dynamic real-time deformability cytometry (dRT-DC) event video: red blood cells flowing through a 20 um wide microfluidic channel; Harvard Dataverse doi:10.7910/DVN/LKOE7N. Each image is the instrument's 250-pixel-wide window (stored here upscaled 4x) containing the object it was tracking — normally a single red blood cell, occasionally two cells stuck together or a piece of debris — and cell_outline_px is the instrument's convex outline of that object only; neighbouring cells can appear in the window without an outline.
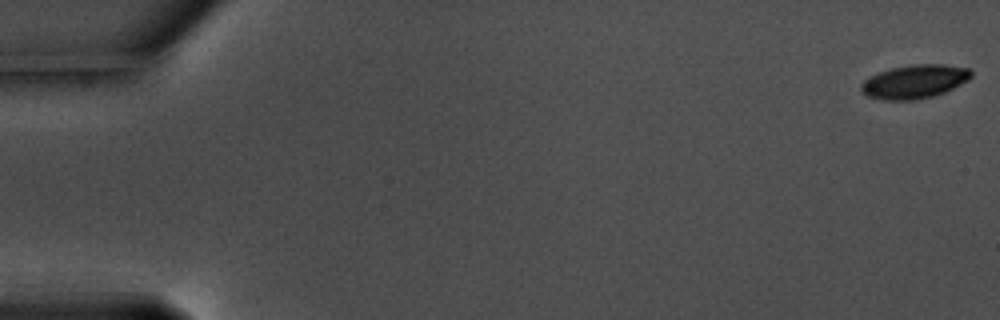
{"species": "common noctule bat (a hibernating species)", "species_latin": "Nyctalus noctula", "temperature_condition": "warm", "stored_images_in_passage": 58, "camera_frame_rate_fps": 3000, "um_per_image_px": 0.085, "animal": {"sex": "male", "body_mass_g": 17.5, "forearm_length_mm": 52.3}, "frame": {"image": 1, "passage_image": 1, "time_ms": 0.0, "image_size_px": [1000, 320], "cell_outline_px": [[972, 76], [968, 80], [944, 92], [932, 96], [916, 100], [880, 100], [868, 96], [860, 88], [860, 84], [864, 80], [880, 72], [892, 68], [912, 64], [944, 64], [968, 68], [972, 72]], "centroid_in_image_um": [77.74, 6.93], "position_along_channel_um": 7.3, "area_um2": 21.44}}
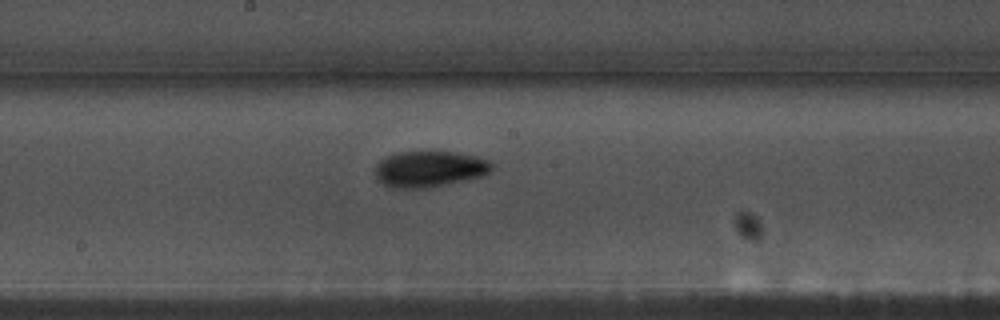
{"frame": {"image": 2, "passage_image": 32, "time_ms": 10.333, "image_size_px": [1000, 320], "cell_outline_px": [[492, 168], [488, 172], [480, 176], [464, 180], [428, 188], [396, 188], [384, 184], [376, 176], [372, 168], [384, 156], [400, 152], [456, 152], [476, 156], [488, 160], [492, 164]], "centroid_in_image_um": [36.45, 14.35], "position_along_channel_um": 211.7, "area_um2": 24.39}}
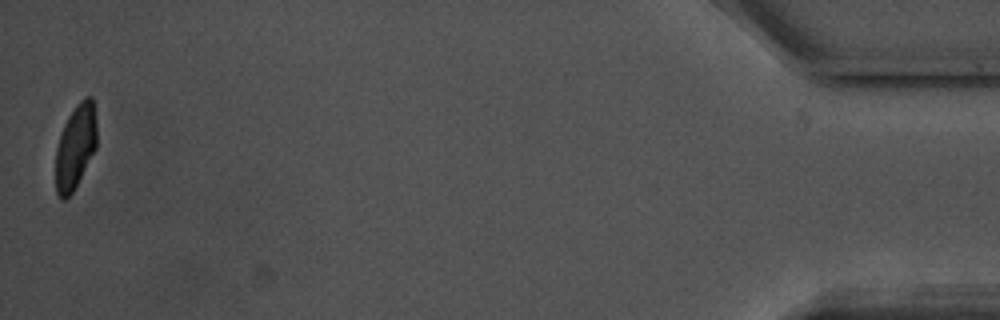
{"frame": {"image": 3, "passage_image": 58, "time_ms": 19.0, "image_size_px": [1000, 320], "cell_outline_px": [[96, 148], [72, 192], [64, 200], [60, 200], [56, 192], [56, 148], [64, 124], [68, 116], [76, 104], [84, 96], [92, 96], [96, 124]], "centroid_in_image_um": [6.41, 12.45], "position_along_channel_um": 428.8, "area_um2": 20.06}, "authors_computed_cell_mechanics": {"area_um2": 22.253, "velocity_mm_per_s": 3.5437, "shape_relaxation_time_tau1_ms": 2.5521, "shape_relaxation_time_tau2_ms": 6.5714, "deformation_change_tau1": 0.1144, "deformation_change_tau2": 0.1064}}